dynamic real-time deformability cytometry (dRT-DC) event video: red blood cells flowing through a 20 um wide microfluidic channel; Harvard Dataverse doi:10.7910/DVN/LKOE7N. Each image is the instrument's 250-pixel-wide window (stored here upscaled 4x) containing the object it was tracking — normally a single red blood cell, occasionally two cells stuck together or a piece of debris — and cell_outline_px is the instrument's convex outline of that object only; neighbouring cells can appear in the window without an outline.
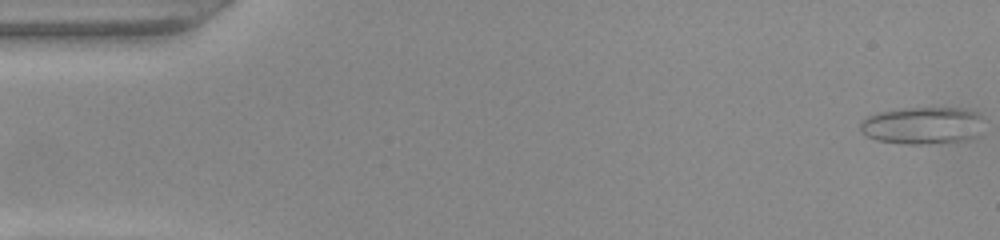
{"species": "common noctule bat (a hibernating species)", "species_latin": "Nyctalus noctula", "temperature_condition": "warm", "stored_images_in_passage": 51, "camera_frame_rate_fps": 3000, "um_per_image_px": 0.085, "animal": {"sex": "female", "body_mass_g": 22.0, "forearm_length_mm": 56.7}, "frame": {"image": 1, "passage_image": 1, "time_ms": 0.0, "image_size_px": [1000, 240], "cell_outline_px": [[980, 116], [972, 136], [960, 140], [928, 144], [904, 144], [876, 140], [864, 136], [860, 128], [860, 120], [876, 112], [896, 108], [960, 108], [980, 112]], "centroid_in_image_um": [78.23, 10.65], "position_along_channel_um": 6.8, "area_um2": 26.41}}
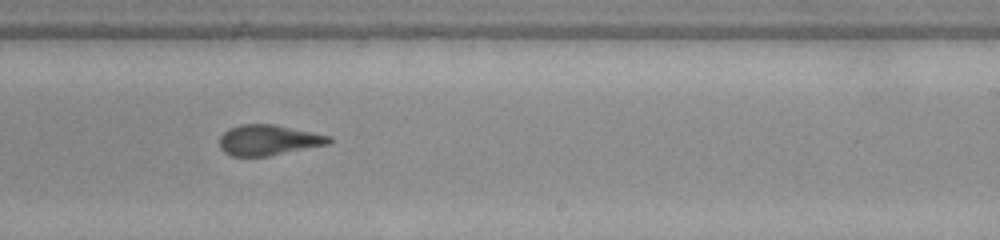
{"frame": {"image": 2, "passage_image": 31, "time_ms": 10.0, "image_size_px": [1000, 240], "cell_outline_px": [[332, 140], [328, 144], [268, 156], [232, 156], [224, 152], [220, 148], [220, 136], [228, 128], [240, 124], [272, 124], [332, 136]], "centroid_in_image_um": [22.79, 11.9], "position_along_channel_um": 266.2, "area_um2": 19.36}}
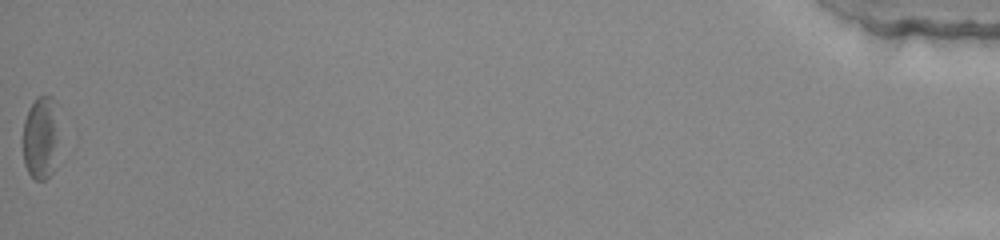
{"frame": {"image": 3, "passage_image": 51, "time_ms": 16.667, "image_size_px": [1000, 240], "cell_outline_px": [[56, 100], [52, 172], [44, 180], [36, 180], [28, 172], [24, 164], [24, 120], [28, 108], [36, 96], [52, 96]], "centroid_in_image_um": [3.38, 11.64], "position_along_channel_um": 431.8, "area_um2": 16.42}, "authors_computed_cell_mechanics": {"area_um2": 20.1722, "velocity_mm_per_s": 4.0245, "shape_relaxation_time_tau1_ms": 5.0339, "shape_relaxation_time_tau2_ms": 2.3338, "deformation_change_tau1": 0.1987, "deformation_change_tau2": 0.1216}}